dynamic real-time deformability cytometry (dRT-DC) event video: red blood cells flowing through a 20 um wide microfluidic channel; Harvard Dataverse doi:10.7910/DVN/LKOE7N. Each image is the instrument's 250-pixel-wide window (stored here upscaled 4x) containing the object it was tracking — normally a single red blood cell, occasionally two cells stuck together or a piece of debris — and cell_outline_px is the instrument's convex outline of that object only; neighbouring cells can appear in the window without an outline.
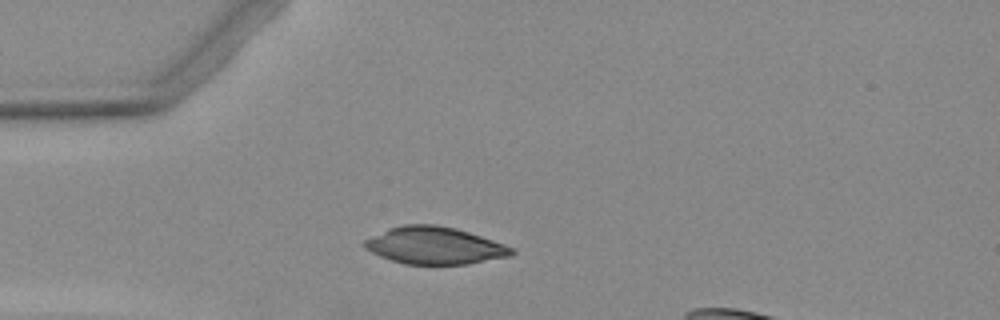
{"species": "Egyptian fruit bat (a non-hibernating species)", "species_latin": "Rousettus aegyptiacus", "temperature_condition": "warm", "stored_images_in_passage": 2, "camera_frame_rate_fps": 3000, "um_per_image_px": 0.085, "animal": {"sex": "female"}, "frame": {"image": 1, "passage_image": 1, "time_ms": 0.0, "image_size_px": [1000, 320], "cell_outline_px": [[516, 252], [512, 256], [468, 264], [404, 264], [380, 256], [364, 248], [364, 240], [388, 228], [404, 224], [436, 224], [456, 228], [504, 244], [512, 248]], "centroid_in_image_um": [36.95, 20.87], "position_along_channel_um": 48.1, "area_um2": 31.85}}